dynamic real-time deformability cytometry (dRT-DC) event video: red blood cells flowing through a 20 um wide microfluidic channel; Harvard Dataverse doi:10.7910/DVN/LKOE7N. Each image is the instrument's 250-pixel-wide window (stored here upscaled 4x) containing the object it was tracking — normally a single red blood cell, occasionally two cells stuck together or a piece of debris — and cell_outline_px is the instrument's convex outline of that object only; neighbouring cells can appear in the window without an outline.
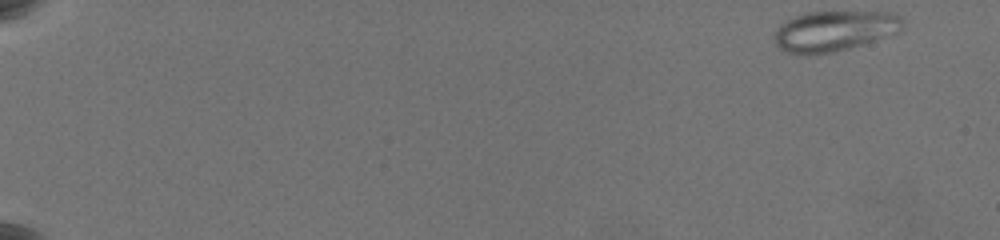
{"species": "common noctule bat (a hibernating species)", "species_latin": "Nyctalus noctula", "temperature_condition": "warm", "stored_images_in_passage": 26, "camera_frame_rate_fps": 3000, "um_per_image_px": 0.085, "animal": {"sex": "female", "body_mass_g": 19.5, "forearm_length_mm": 54.1}, "frame": {"image": 1, "passage_image": 1, "time_ms": 0.0, "image_size_px": [1000, 240], "cell_outline_px": [[904, 28], [900, 32], [848, 48], [832, 52], [788, 52], [772, 44], [772, 40], [776, 32], [788, 20], [796, 16], [808, 12], [888, 12], [900, 16], [904, 24]], "centroid_in_image_um": [70.97, 2.6], "position_along_channel_um": 14.0, "area_um2": 29.48}}
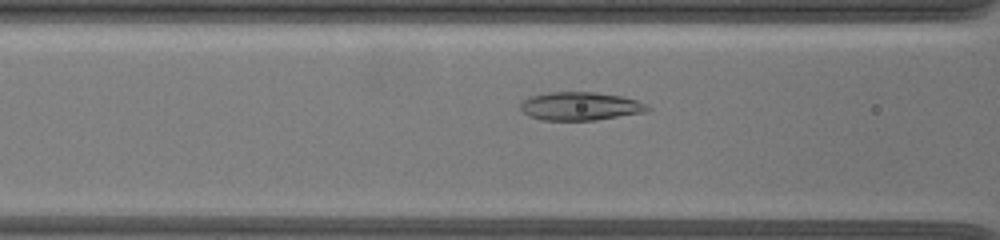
{"frame": {"image": 2, "passage_image": 25, "time_ms": 8.0, "image_size_px": [1000, 240], "cell_outline_px": [[652, 108], [648, 112], [596, 120], [540, 120], [528, 116], [520, 108], [520, 104], [524, 100], [532, 96], [548, 92], [596, 92], [620, 96], [636, 100]], "centroid_in_image_um": [49.33, 9.03], "position_along_channel_um": 117.3, "area_um2": 20.98}}